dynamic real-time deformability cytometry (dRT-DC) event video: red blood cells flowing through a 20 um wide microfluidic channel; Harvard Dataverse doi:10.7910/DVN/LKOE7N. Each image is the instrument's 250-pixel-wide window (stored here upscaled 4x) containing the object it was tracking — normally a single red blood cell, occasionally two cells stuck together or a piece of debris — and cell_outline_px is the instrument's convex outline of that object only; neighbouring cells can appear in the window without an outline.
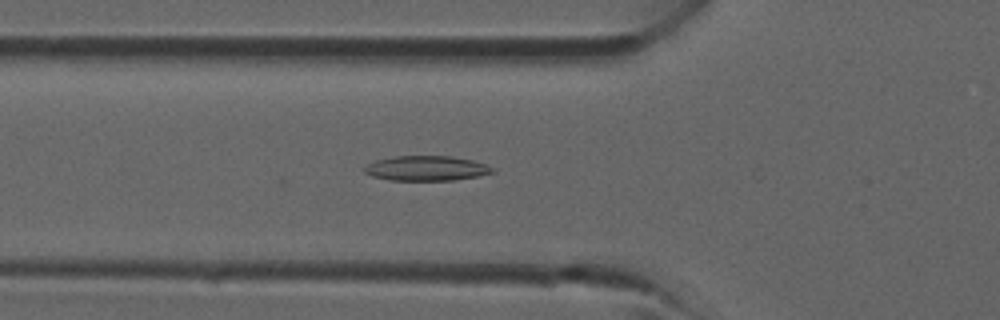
{"species": "common noctule bat (a hibernating species)", "species_latin": "Nyctalus noctula", "temperature_condition": "room temperature", "stored_images_in_passage": 8, "camera_frame_rate_fps": 3000, "um_per_image_px": 0.085, "animal": {"sex": "male", "forearm_length_mm": 52.5}, "frame": {"image": 1, "passage_image": 6, "time_ms": 1.667, "image_size_px": [1000, 320], "cell_outline_px": [[496, 172], [456, 180], [388, 180], [372, 176], [364, 172], [364, 168], [368, 164], [376, 160], [392, 156], [452, 156], [472, 160], [496, 168]], "centroid_in_image_um": [36.25, 14.3], "position_along_channel_um": 89.5, "area_um2": 18.61}}